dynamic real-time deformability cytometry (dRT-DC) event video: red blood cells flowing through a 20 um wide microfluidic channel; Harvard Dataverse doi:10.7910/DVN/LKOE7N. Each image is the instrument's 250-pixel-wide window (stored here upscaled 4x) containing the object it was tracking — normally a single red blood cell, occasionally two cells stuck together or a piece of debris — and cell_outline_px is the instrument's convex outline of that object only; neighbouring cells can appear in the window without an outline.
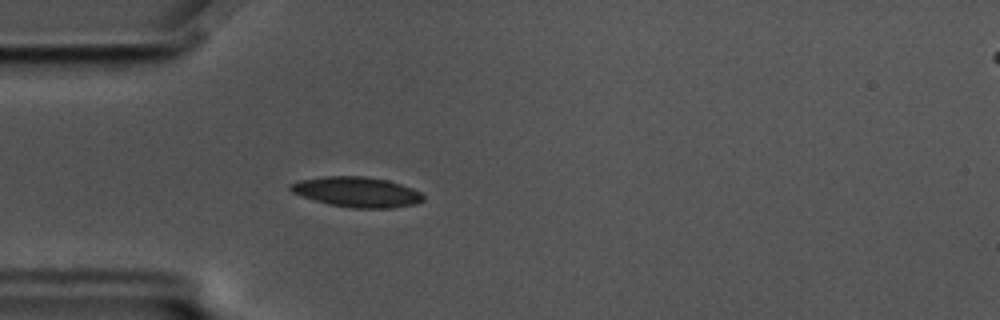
{"species": "common noctule bat (a hibernating species)", "species_latin": "Nyctalus noctula", "temperature_condition": "cold", "stored_images_in_passage": 58, "camera_frame_rate_fps": 3000, "um_per_image_px": 0.085, "animal": {"sex": "male", "body_mass_g": 17.5, "forearm_length_mm": 52.3}, "frame": {"image": 1, "passage_image": 17, "time_ms": 5.333, "image_size_px": [1000, 320], "cell_outline_px": [[424, 200], [416, 204], [392, 208], [352, 208], [328, 204], [300, 196], [292, 192], [288, 188], [288, 184], [300, 180], [324, 176], [364, 176], [388, 180], [412, 188], [420, 192], [424, 196]], "centroid_in_image_um": [30.32, 16.32], "position_along_channel_um": 54.7, "area_um2": 23.52}}
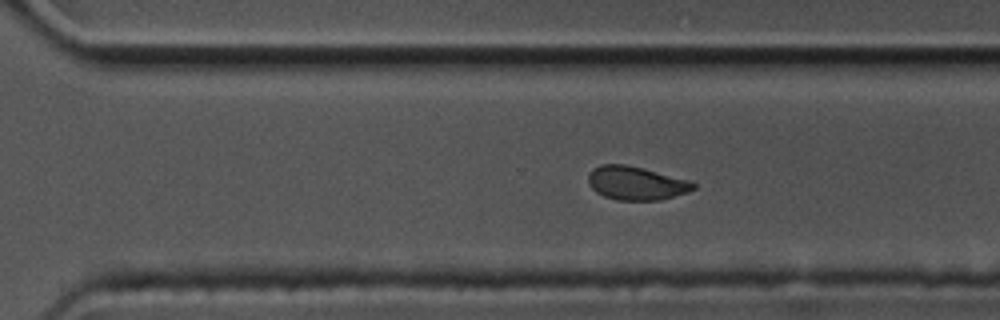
{"frame": {"image": 2, "passage_image": 40, "time_ms": 13.0, "image_size_px": [1000, 320], "cell_outline_px": [[696, 188], [688, 192], [660, 200], [616, 200], [604, 196], [596, 192], [588, 184], [588, 172], [592, 168], [600, 164], [624, 164], [644, 168], [688, 180], [696, 184]], "centroid_in_image_um": [54.04, 15.56], "position_along_channel_um": 316.6, "area_um2": 20.69}}
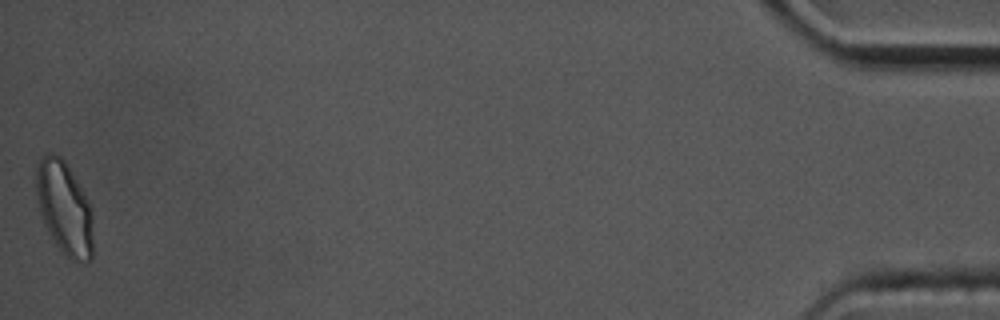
{"frame": {"image": 3, "passage_image": 58, "time_ms": 19.0, "image_size_px": [1000, 320], "cell_outline_px": [[92, 260], [88, 264], [72, 260], [56, 244], [44, 224], [40, 212], [36, 192], [36, 164], [40, 156], [44, 152], [52, 152], [60, 156], [64, 160], [88, 200], [92, 212]], "centroid_in_image_um": [5.46, 17.66], "position_along_channel_um": 429.7, "area_um2": 30.92}, "authors_computed_cell_mechanics": {"area_um2": 22.0507, "velocity_mm_per_s": 3.4952, "shape_relaxation_time_tau1_ms": 3.9321, "shape_relaxation_time_tau2_ms": 2.0117, "deformation_change_tau1": 0.1093, "deformation_change_tau2": 0.0717}}